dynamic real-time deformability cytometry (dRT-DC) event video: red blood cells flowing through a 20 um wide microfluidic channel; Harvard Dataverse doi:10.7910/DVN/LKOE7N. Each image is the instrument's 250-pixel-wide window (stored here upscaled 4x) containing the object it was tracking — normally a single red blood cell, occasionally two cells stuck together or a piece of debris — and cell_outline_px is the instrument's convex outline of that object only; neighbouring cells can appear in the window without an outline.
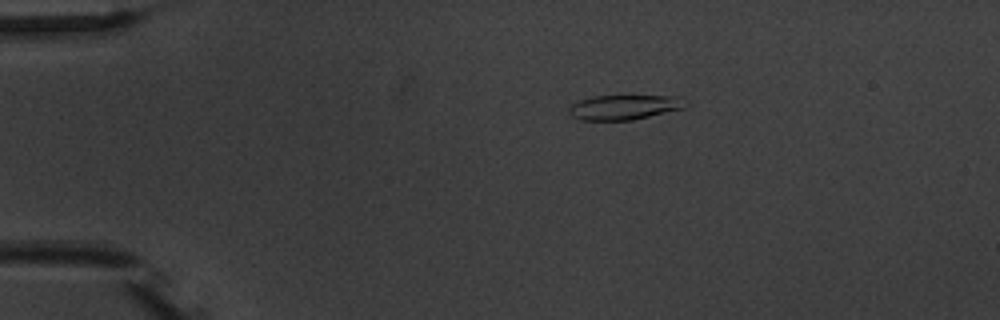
{"species": "common noctule bat (a hibernating species)", "species_latin": "Nyctalus noctula", "temperature_condition": "warm", "stored_images_in_passage": 3, "camera_frame_rate_fps": 3000, "um_per_image_px": 0.085, "animal": {"sex": "male", "body_mass_g": 20.1, "forearm_length_mm": 53.5}, "frame": {"image": 1, "passage_image": 1, "time_ms": 0.0, "image_size_px": [1000, 320], "cell_outline_px": [[688, 104], [684, 108], [632, 120], [580, 120], [572, 116], [568, 112], [568, 108], [572, 104], [580, 100], [592, 96], [680, 96]], "centroid_in_image_um": [53.05, 9.11], "position_along_channel_um": 31.9, "area_um2": 16.82}}